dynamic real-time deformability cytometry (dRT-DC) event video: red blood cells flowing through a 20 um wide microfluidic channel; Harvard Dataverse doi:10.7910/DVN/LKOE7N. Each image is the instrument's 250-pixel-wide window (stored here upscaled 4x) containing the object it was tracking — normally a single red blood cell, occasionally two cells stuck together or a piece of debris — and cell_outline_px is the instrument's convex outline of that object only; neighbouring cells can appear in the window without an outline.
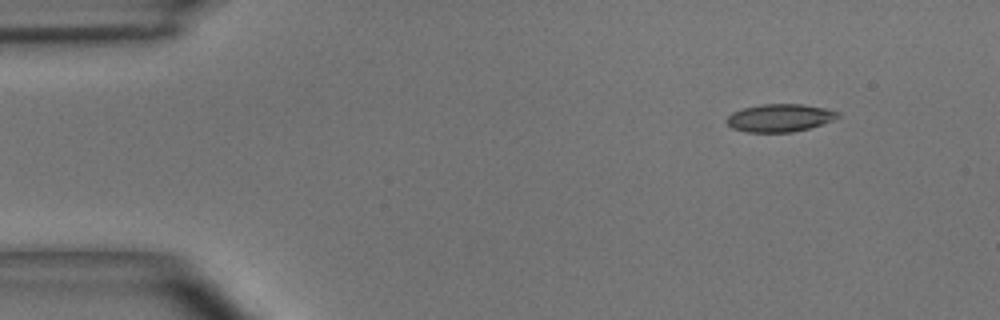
{"species": "common noctule bat (a hibernating species)", "species_latin": "Nyctalus noctula", "temperature_condition": "room temperature", "stored_images_in_passage": 5, "segment_of_instrument_passage": [2, 2], "camera_frame_rate_fps": 3000, "um_per_image_px": 0.085, "animal": {"sex": "male", "body_mass_g": 15.6}, "frame": {"image": 1, "passage_image": 5, "time_ms": 1.333, "image_size_px": [1000, 320], "cell_outline_px": [[840, 116], [832, 120], [808, 128], [792, 132], [744, 132], [732, 128], [724, 120], [732, 112], [744, 108], [760, 104], [804, 104], [824, 108], [840, 112]], "centroid_in_image_um": [66.24, 10.01], "position_along_channel_um": 18.8, "area_um2": 17.98}}